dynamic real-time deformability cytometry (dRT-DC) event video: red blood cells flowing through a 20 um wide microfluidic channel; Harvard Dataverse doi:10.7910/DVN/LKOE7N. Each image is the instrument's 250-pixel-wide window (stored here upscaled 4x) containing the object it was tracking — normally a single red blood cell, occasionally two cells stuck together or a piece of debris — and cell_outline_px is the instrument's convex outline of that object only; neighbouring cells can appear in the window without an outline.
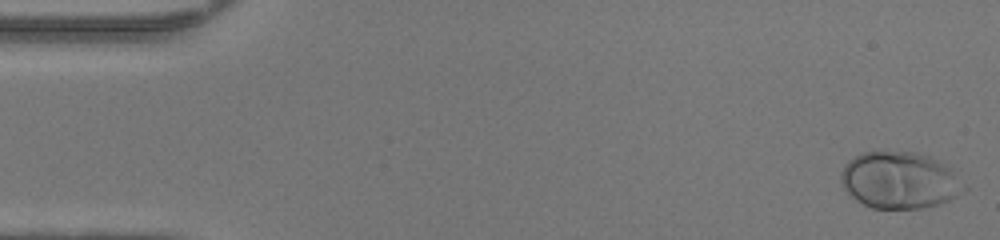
{"species": "human", "species_latin": "Homo sapiens", "temperature_condition": "warm", "stored_images_in_passage": 49, "camera_frame_rate_fps": 3000, "um_per_image_px": 0.085, "donor": {"sex": "female"}, "frame": {"image": 1, "passage_image": 1, "time_ms": 0.0, "image_size_px": [1000, 240], "cell_outline_px": [[968, 188], [964, 192], [940, 204], [920, 208], [872, 208], [848, 196], [840, 180], [840, 172], [844, 164], [848, 160], [864, 152], [916, 152], [932, 156], [948, 164], [968, 184]], "centroid_in_image_um": [76.52, 15.31], "position_along_channel_um": 8.5, "area_um2": 41.5}}
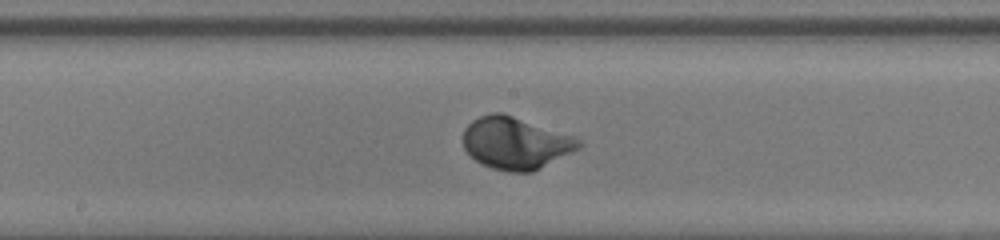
{"frame": {"image": 2, "passage_image": 25, "time_ms": 8.0, "image_size_px": [1000, 240], "cell_outline_px": [[584, 144], [580, 148], [532, 172], [508, 172], [492, 168], [480, 164], [464, 148], [464, 128], [472, 120], [480, 116], [492, 112], [500, 112], [572, 136], [580, 140]], "centroid_in_image_um": [43.8, 12.17], "position_along_channel_um": 204.4, "area_um2": 34.68}}
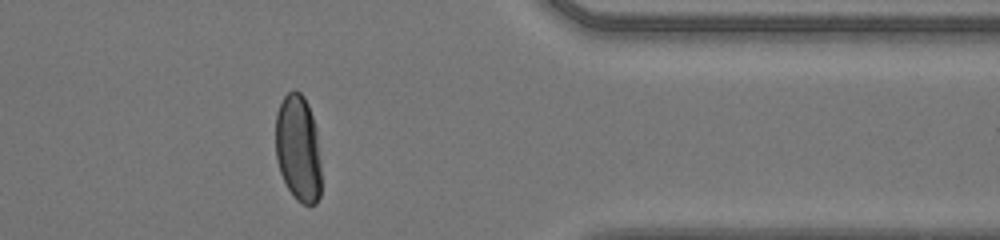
{"frame": {"image": 3, "passage_image": 39, "time_ms": 12.667, "image_size_px": [1000, 240], "cell_outline_px": [[320, 196], [316, 204], [300, 204], [296, 200], [288, 188], [280, 172], [276, 160], [276, 112], [284, 96], [292, 88], [296, 88], [304, 96], [308, 104], [316, 128], [320, 164]], "centroid_in_image_um": [25.34, 12.59], "position_along_channel_um": 386.1, "area_um2": 28.61}, "authors_computed_cell_mechanics": {"area_um2": 33.524, "velocity_mm_per_s": 4.2587, "shape_relaxation_time_tau1_ms": 1.9849, "shape_relaxation_time_tau2_ms": null, "deformation_change_tau1": 0.1633, "deformation_change_tau2": null}}